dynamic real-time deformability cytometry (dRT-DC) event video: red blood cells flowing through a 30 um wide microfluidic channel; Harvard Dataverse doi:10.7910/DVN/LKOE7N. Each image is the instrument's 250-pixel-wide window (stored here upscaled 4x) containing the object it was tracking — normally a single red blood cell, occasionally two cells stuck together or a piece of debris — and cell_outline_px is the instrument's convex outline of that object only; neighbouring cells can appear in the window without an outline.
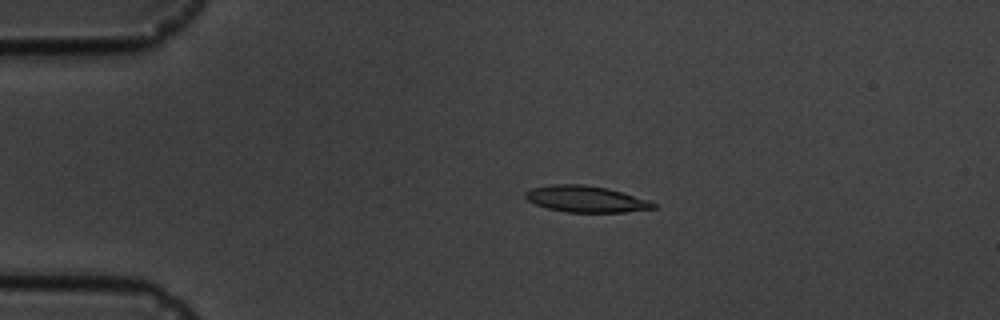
{"species": "common noctule bat (a hibernating species)", "species_latin": "Nyctalus noctula", "temperature_condition": "cold", "stored_images_in_passage": 11, "camera_frame_rate_fps": 3000, "um_per_image_px": 0.085, "animal": {"sex": "male", "body_mass_g": 19.5, "forearm_length_mm": 54.6}, "frame": {"image": 1, "passage_image": 4, "time_ms": 3.667, "image_size_px": [1000, 320], "cell_outline_px": [[656, 208], [624, 212], [568, 212], [548, 208], [536, 204], [528, 200], [524, 196], [524, 192], [532, 188], [552, 184], [584, 184], [608, 188], [648, 200], [656, 204]], "centroid_in_image_um": [49.79, 16.91], "position_along_channel_um": 35.2, "area_um2": 19.54}}
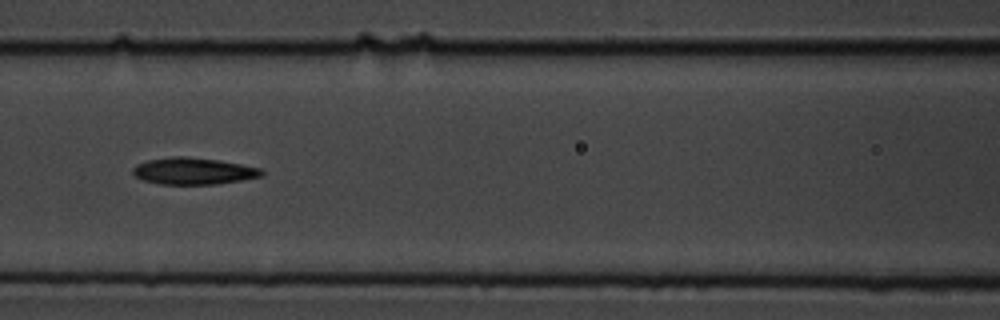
{"frame": {"image": 2, "passage_image": 8, "time_ms": 8.0, "image_size_px": [1000, 320], "cell_outline_px": [[264, 176], [216, 184], [160, 184], [144, 180], [136, 176], [132, 172], [132, 168], [136, 164], [148, 160], [172, 156], [184, 156], [220, 160], [260, 168], [264, 172]], "centroid_in_image_um": [16.44, 14.53], "position_along_channel_um": 150.2, "area_um2": 20.06}}
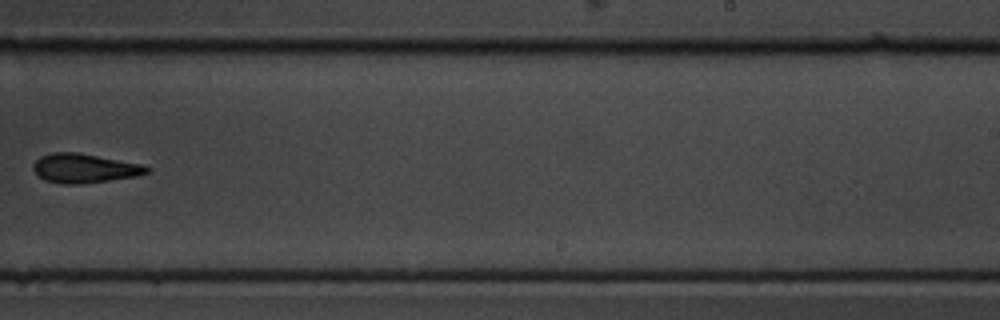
{"frame": {"image": 3, "passage_image": 11, "time_ms": 11.667, "image_size_px": [1000, 320], "cell_outline_px": [[152, 168], [148, 172], [136, 176], [80, 184], [60, 184], [44, 180], [36, 176], [32, 168], [32, 164], [40, 156], [52, 152], [76, 152], [144, 164]], "centroid_in_image_um": [7.14, 14.3], "position_along_channel_um": 281.9, "area_um2": 19.54}}